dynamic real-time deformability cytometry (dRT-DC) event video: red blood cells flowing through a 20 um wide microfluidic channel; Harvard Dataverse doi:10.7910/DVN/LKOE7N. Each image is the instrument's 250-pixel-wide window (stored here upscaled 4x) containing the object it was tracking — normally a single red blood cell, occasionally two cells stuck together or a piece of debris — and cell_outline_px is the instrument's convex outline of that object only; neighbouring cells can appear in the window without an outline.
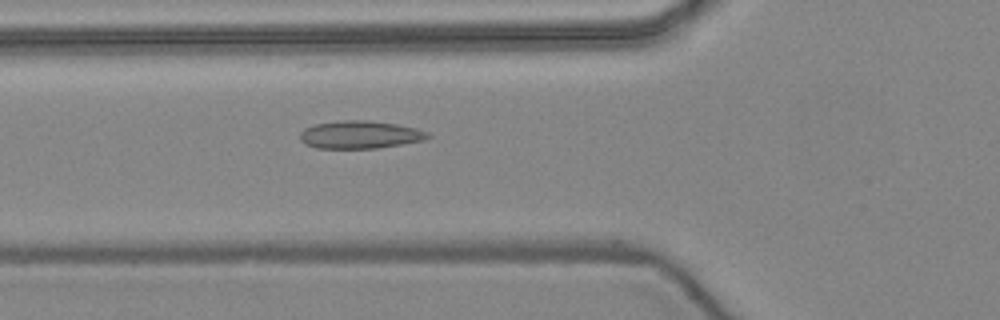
{"species": "common noctule bat (a hibernating species)", "species_latin": "Nyctalus noctula", "temperature_condition": "warm", "stored_images_in_passage": 12, "camera_frame_rate_fps": 3000, "um_per_image_px": 0.085, "animal": {"sex": "female", "body_mass_g": 24.6, "forearm_length_mm": 56.2}, "frame": {"image": 1, "passage_image": 4, "time_ms": 1.0, "image_size_px": [1000, 320], "cell_outline_px": [[432, 136], [424, 140], [376, 148], [316, 148], [304, 144], [300, 140], [300, 132], [304, 128], [316, 124], [340, 120], [368, 120], [396, 124], [416, 128], [428, 132]], "centroid_in_image_um": [30.58, 11.44], "position_along_channel_um": 95.2, "area_um2": 20.69}}